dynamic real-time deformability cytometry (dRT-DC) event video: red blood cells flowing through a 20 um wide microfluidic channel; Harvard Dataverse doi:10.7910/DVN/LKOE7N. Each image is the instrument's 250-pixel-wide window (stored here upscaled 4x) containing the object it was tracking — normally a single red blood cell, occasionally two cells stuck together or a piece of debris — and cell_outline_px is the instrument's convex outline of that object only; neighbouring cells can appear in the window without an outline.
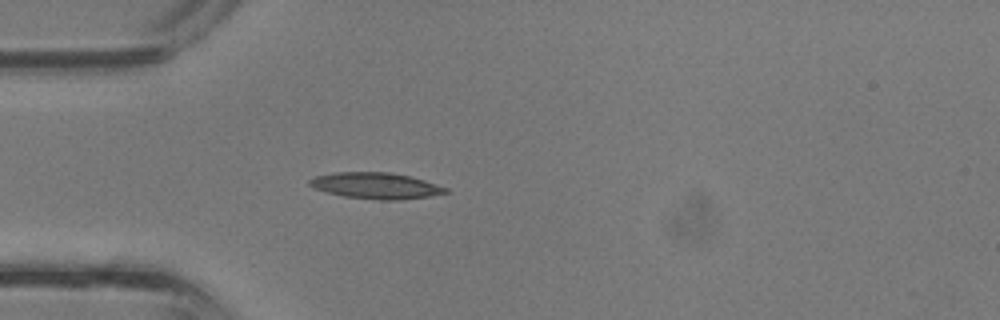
{"species": "common noctule bat (a hibernating species)", "species_latin": "Nyctalus noctula", "temperature_condition": "room temperature", "stored_images_in_passage": 28, "camera_frame_rate_fps": 3000, "um_per_image_px": 0.085, "animal": {"sex": "male", "body_mass_g": 13.3}, "frame": {"image": 1, "passage_image": 1, "time_ms": 0.0, "image_size_px": [1000, 320], "cell_outline_px": [[452, 192], [428, 196], [400, 200], [380, 200], [344, 196], [312, 188], [308, 184], [308, 180], [316, 176], [336, 172], [388, 172], [408, 176], [424, 180], [448, 188]], "centroid_in_image_um": [31.95, 15.78], "position_along_channel_um": 53.0, "area_um2": 20.69}}
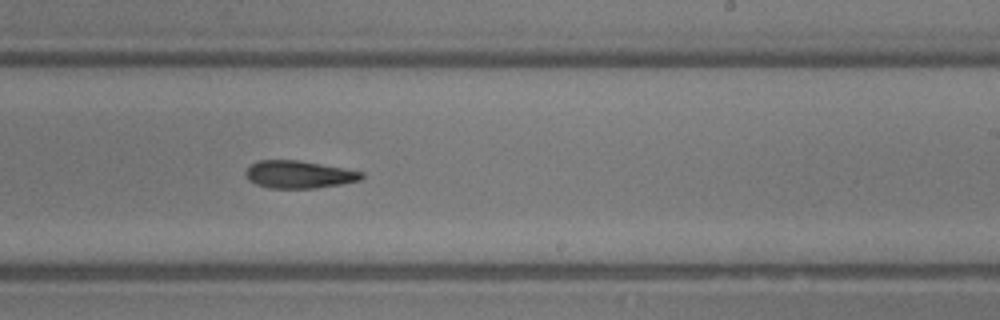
{"frame": {"image": 2, "passage_image": 13, "time_ms": 4.0, "image_size_px": [1000, 320], "cell_outline_px": [[364, 176], [360, 180], [340, 184], [316, 188], [268, 188], [256, 184], [248, 180], [244, 172], [252, 164], [260, 160], [300, 160], [344, 168], [364, 172]], "centroid_in_image_um": [25.41, 14.83], "position_along_channel_um": 263.6, "area_um2": 18.61}}
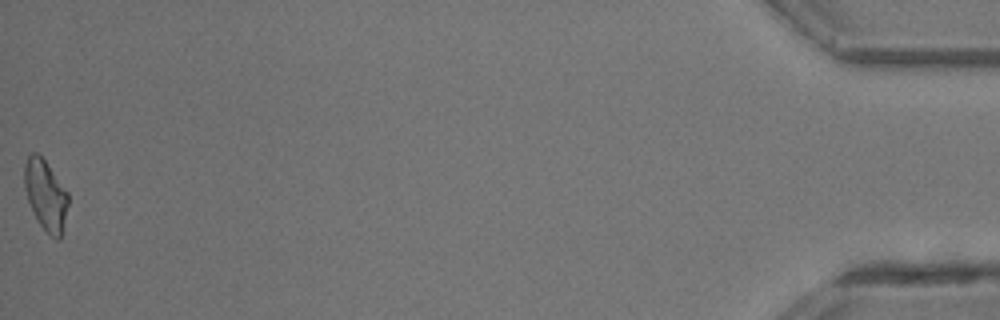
{"frame": {"image": 3, "passage_image": 28, "time_ms": 9.0, "image_size_px": [1000, 320], "cell_outline_px": [[68, 204], [60, 240], [56, 240], [36, 220], [28, 200], [24, 188], [24, 164], [28, 156], [32, 152], [36, 152], [44, 160], [68, 192]], "centroid_in_image_um": [3.86, 16.58], "position_along_channel_um": 431.3, "area_um2": 17.74}}